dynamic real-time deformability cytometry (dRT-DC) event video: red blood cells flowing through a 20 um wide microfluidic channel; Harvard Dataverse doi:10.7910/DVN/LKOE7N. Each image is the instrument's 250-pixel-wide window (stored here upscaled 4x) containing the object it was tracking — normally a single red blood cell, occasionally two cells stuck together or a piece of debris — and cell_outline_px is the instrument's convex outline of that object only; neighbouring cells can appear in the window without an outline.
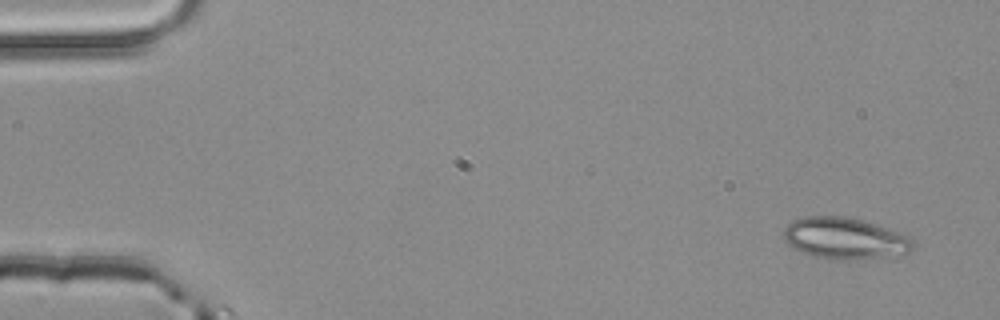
{"species": "common noctule bat (a hibernating species)", "species_latin": "Nyctalus noctula", "temperature_condition": "room temperature", "stored_images_in_passage": 2, "camera_frame_rate_fps": 3000, "um_per_image_px": 0.085, "animal": {"sex": "male", "body_mass_g": 20.4}, "frame": {"image": 1, "passage_image": 1, "time_ms": 0.0, "image_size_px": [1000, 320], "cell_outline_px": [[916, 244], [908, 252], [884, 256], [856, 260], [828, 260], [812, 256], [800, 252], [788, 244], [784, 240], [784, 228], [792, 220], [804, 216], [844, 216], [876, 224], [900, 232], [908, 236]], "centroid_in_image_um": [71.76, 20.26], "position_along_channel_um": 13.2, "area_um2": 31.44}}